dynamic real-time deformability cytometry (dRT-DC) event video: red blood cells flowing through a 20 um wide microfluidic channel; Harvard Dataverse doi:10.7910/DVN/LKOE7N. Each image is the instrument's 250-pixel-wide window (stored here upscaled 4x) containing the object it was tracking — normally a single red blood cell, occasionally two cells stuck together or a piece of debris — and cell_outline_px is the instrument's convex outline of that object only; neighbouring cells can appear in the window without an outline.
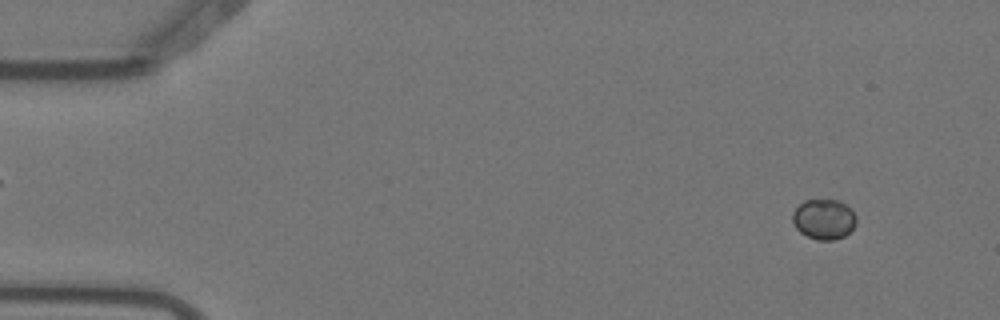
{"species": "Egyptian fruit bat (a non-hibernating species)", "species_latin": "Rousettus aegyptiacus", "temperature_condition": "warm", "stored_images_in_passage": 5, "camera_frame_rate_fps": 3000, "um_per_image_px": 0.085, "animal": {"sex": "female"}, "frame": {"image": 1, "passage_image": 1, "time_ms": 0.0, "image_size_px": [1000, 320], "cell_outline_px": [[856, 224], [844, 236], [832, 240], [816, 240], [800, 232], [796, 228], [792, 220], [792, 212], [804, 200], [840, 200], [856, 216]], "centroid_in_image_um": [70.0, 18.63], "position_along_channel_um": 15.0, "area_um2": 14.8}}
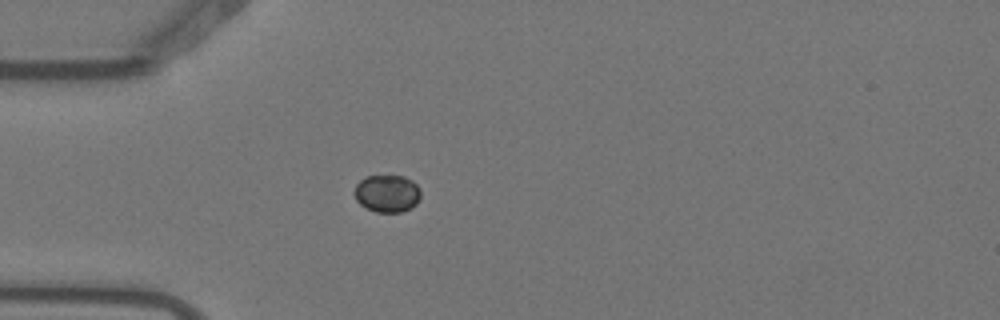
{"frame": {"image": 2, "passage_image": 4, "time_ms": 1.0, "image_size_px": [1000, 320], "cell_outline_px": [[420, 196], [416, 204], [412, 208], [400, 212], [376, 212], [360, 204], [356, 200], [352, 192], [356, 184], [360, 180], [368, 176], [404, 176], [412, 180], [420, 188]], "centroid_in_image_um": [32.9, 16.44], "position_along_channel_um": 52.1, "area_um2": 14.57}}